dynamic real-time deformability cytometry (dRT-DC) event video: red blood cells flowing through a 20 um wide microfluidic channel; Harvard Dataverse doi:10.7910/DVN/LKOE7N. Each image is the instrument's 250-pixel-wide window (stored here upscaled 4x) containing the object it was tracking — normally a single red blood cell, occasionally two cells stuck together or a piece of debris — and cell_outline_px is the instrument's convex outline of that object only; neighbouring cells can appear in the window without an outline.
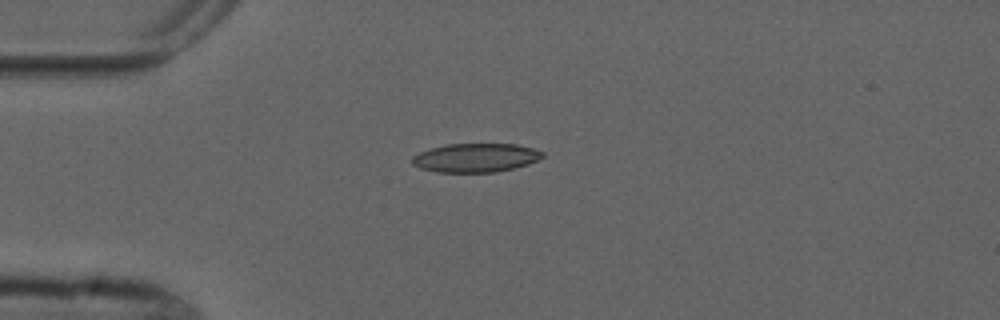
{"species": "common noctule bat (a hibernating species)", "species_latin": "Nyctalus noctula", "temperature_condition": "cold", "stored_images_in_passage": 3, "camera_frame_rate_fps": 3000, "um_per_image_px": 0.085, "animal": {"sex": "male", "forearm_length_mm": 52.5}, "frame": {"image": 1, "passage_image": 1, "time_ms": 0.0, "image_size_px": [1000, 320], "cell_outline_px": [[544, 156], [528, 164], [496, 172], [436, 172], [420, 168], [412, 164], [412, 156], [420, 152], [432, 148], [448, 144], [516, 144], [532, 148], [544, 152]], "centroid_in_image_um": [40.42, 13.41], "position_along_channel_um": 44.6, "area_um2": 21.73}}
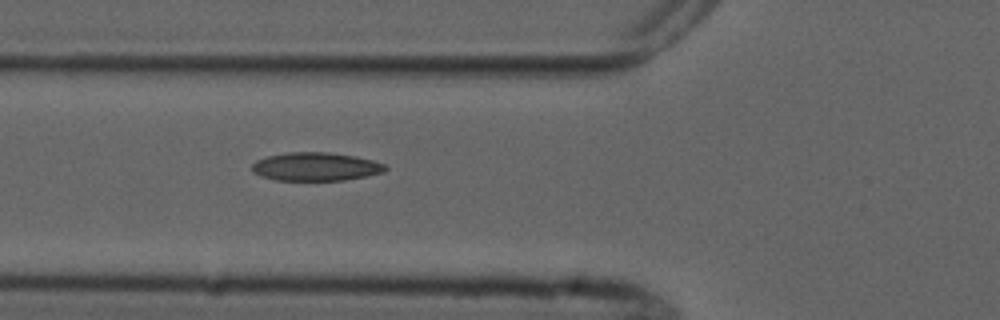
{"frame": {"image": 2, "passage_image": 3, "time_ms": 2.0, "image_size_px": [1000, 320], "cell_outline_px": [[388, 168], [384, 172], [368, 176], [344, 180], [276, 180], [260, 176], [252, 172], [252, 164], [256, 160], [268, 156], [288, 152], [328, 152], [356, 156], [372, 160], [384, 164]], "centroid_in_image_um": [26.84, 14.16], "position_along_channel_um": 99.0, "area_um2": 22.14}}